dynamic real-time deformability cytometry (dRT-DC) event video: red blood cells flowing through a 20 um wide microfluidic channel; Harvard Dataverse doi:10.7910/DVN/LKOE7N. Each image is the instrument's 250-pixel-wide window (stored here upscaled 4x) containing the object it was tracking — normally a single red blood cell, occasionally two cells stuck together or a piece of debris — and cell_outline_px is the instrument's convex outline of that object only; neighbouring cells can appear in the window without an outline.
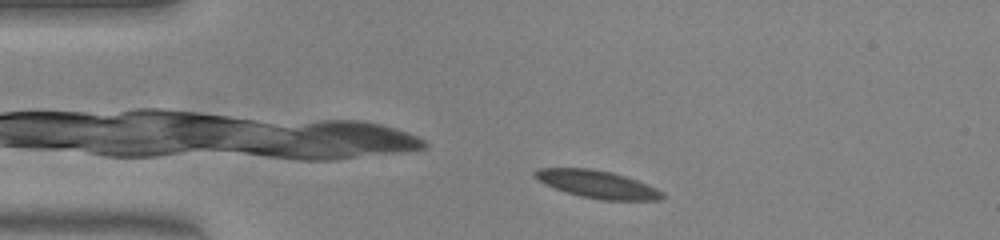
{"species": "common noctule bat (a hibernating species)", "species_latin": "Nyctalus noctula", "temperature_condition": "warm", "stored_images_in_passage": 46, "camera_frame_rate_fps": 3000, "um_per_image_px": 0.085, "animal": {"sex": "female", "body_mass_g": 23.0, "forearm_length_mm": 53.4}, "frame": {"image": 1, "passage_image": 4, "time_ms": 1.0, "image_size_px": [1000, 240], "cell_outline_px": [[664, 196], [660, 200], [600, 200], [580, 196], [556, 188], [532, 176], [532, 172], [540, 168], [588, 168], [612, 172], [636, 180], [656, 188], [664, 192]], "centroid_in_image_um": [50.79, 15.66], "position_along_channel_um": 34.2, "area_um2": 20.23}}
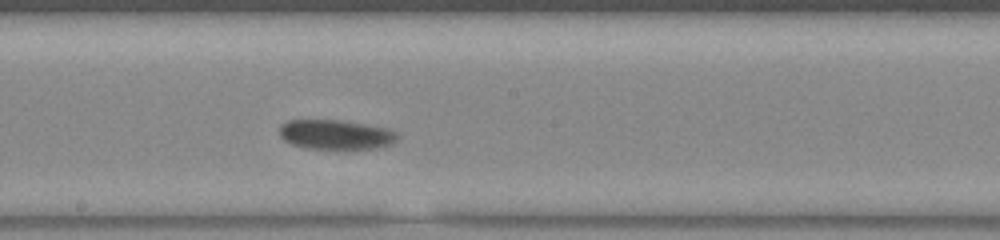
{"frame": {"image": 2, "passage_image": 22, "time_ms": 7.0, "image_size_px": [1000, 240], "cell_outline_px": [[400, 136], [392, 144], [384, 148], [304, 148], [292, 144], [284, 140], [280, 136], [280, 124], [288, 120], [340, 120], [388, 128], [396, 132]], "centroid_in_image_um": [28.56, 11.43], "position_along_channel_um": 219.6, "area_um2": 20.4}}
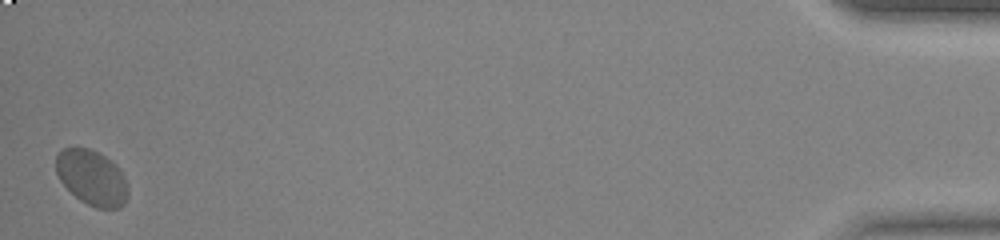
{"frame": {"image": 3, "passage_image": 46, "time_ms": 15.0, "image_size_px": [1000, 240], "cell_outline_px": [[128, 196], [124, 204], [120, 208], [96, 208], [80, 200], [60, 180], [56, 172], [56, 156], [64, 148], [88, 148], [100, 152], [116, 164], [124, 176], [128, 184]], "centroid_in_image_um": [7.84, 15.1], "position_along_channel_um": 427.4, "area_um2": 23.18}, "authors_computed_cell_mechanics": {"area_um2": 20.6924, "velocity_mm_per_s": 3.806, "shape_relaxation_time_tau1_ms": 8.7479, "shape_relaxation_time_tau2_ms": null, "deformation_change_tau1": 0.1539, "deformation_change_tau2": null}}